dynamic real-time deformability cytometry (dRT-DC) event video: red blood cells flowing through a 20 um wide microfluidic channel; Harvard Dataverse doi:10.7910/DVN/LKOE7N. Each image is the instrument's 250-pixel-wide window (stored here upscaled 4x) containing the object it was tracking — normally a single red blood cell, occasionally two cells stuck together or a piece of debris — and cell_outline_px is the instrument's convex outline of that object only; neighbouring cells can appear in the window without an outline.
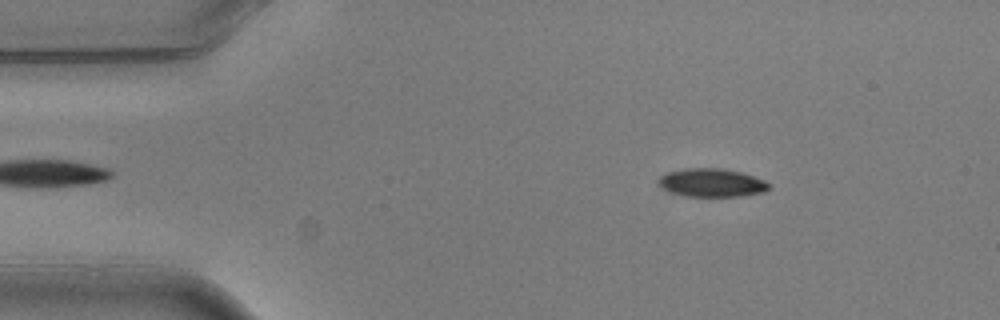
{"species": "common noctule bat (a hibernating species)", "species_latin": "Nyctalus noctula", "temperature_condition": "warm", "stored_images_in_passage": 3, "camera_frame_rate_fps": 3000, "um_per_image_px": 0.085, "animal": {"sex": "male", "body_mass_g": 20.5, "forearm_length_mm": 52.5}, "frame": {"image": 1, "passage_image": 1, "time_ms": 0.0, "image_size_px": [1000, 320], "cell_outline_px": [[772, 188], [764, 192], [740, 196], [688, 196], [668, 192], [656, 184], [660, 176], [668, 172], [684, 168], [720, 168], [740, 172], [764, 180]], "centroid_in_image_um": [60.46, 15.53], "position_along_channel_um": 24.5, "area_um2": 18.26}}